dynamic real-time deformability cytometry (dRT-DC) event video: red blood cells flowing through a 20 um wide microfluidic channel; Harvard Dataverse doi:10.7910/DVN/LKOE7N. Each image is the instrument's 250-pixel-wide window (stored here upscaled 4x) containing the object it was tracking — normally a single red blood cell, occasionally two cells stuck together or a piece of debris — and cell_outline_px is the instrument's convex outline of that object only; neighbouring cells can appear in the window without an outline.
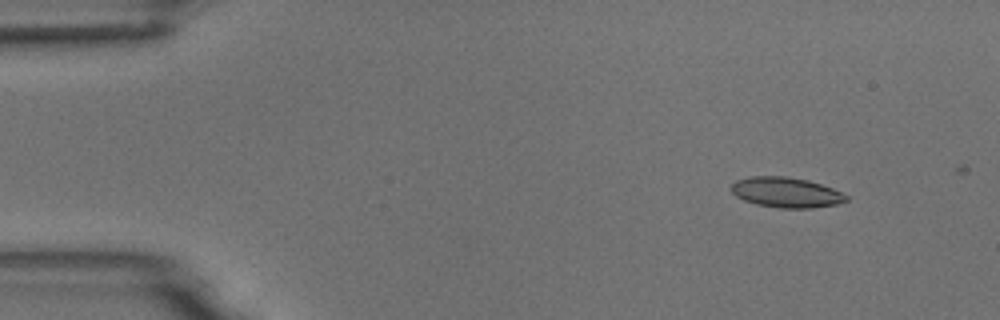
{"species": "common noctule bat (a hibernating species)", "species_latin": "Nyctalus noctula", "temperature_condition": "room temperature", "stored_images_in_passage": 4, "camera_frame_rate_fps": 3000, "um_per_image_px": 0.085, "animal": {"sex": "male", "body_mass_g": 18.8}, "frame": {"image": 1, "passage_image": 1, "time_ms": 0.0, "image_size_px": [1000, 320], "cell_outline_px": [[848, 200], [836, 204], [812, 208], [780, 208], [756, 204], [744, 200], [736, 196], [728, 188], [736, 180], [752, 176], [784, 176], [808, 180], [832, 188], [848, 196]], "centroid_in_image_um": [66.79, 16.35], "position_along_channel_um": 18.2, "area_um2": 20.23}}